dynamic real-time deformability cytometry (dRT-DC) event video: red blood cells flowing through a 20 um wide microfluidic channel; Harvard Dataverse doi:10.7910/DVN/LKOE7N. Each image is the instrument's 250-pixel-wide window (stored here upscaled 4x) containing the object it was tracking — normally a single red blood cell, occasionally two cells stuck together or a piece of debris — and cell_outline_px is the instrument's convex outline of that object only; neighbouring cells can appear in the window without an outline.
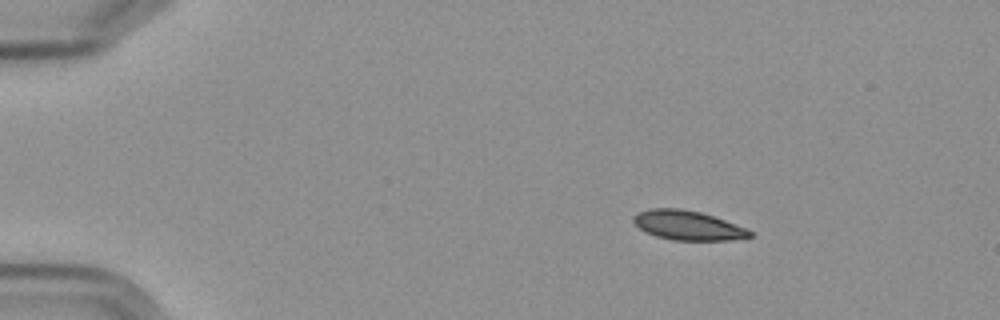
{"species": "Egyptian fruit bat (a non-hibernating species)", "species_latin": "Rousettus aegyptiacus", "temperature_condition": "cold", "stored_images_in_passage": 4, "camera_frame_rate_fps": 3000, "um_per_image_px": 0.085, "frame": {"image": 1, "passage_image": 2, "time_ms": 1.0, "image_size_px": [1000, 320], "cell_outline_px": [[752, 236], [732, 240], [672, 240], [656, 236], [644, 232], [632, 220], [632, 216], [640, 212], [652, 208], [680, 208], [700, 212], [748, 228], [752, 232]], "centroid_in_image_um": [58.46, 19.16], "position_along_channel_um": 26.5, "area_um2": 19.88}}